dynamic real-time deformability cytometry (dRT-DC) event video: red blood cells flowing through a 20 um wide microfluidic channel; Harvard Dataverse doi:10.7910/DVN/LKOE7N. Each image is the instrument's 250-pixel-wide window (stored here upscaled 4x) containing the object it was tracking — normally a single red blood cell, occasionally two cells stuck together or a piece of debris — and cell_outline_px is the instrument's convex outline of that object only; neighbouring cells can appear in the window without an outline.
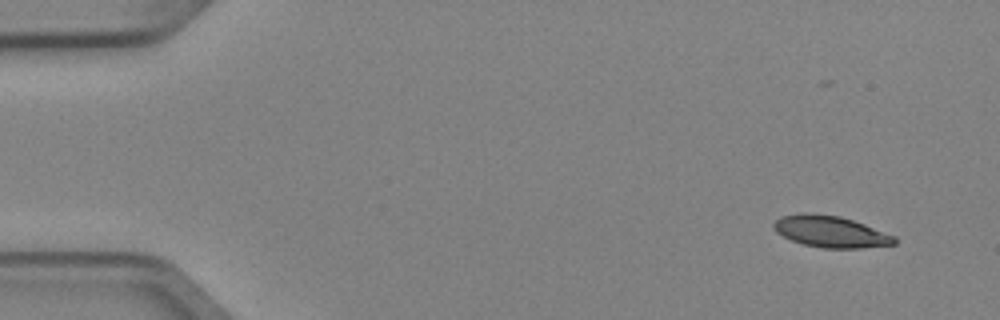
{"species": "Egyptian fruit bat (a non-hibernating species)", "species_latin": "Rousettus aegyptiacus", "temperature_condition": "cold", "stored_images_in_passage": 5, "camera_frame_rate_fps": 3000, "um_per_image_px": 0.085, "animal": {"sex": "female"}, "frame": {"image": 1, "passage_image": 1, "time_ms": 0.0, "image_size_px": [1000, 320], "cell_outline_px": [[896, 244], [864, 248], [824, 248], [804, 244], [792, 240], [776, 232], [772, 228], [772, 224], [780, 216], [800, 212], [808, 212], [840, 216], [864, 224], [896, 236]], "centroid_in_image_um": [70.59, 19.67], "position_along_channel_um": 14.4, "area_um2": 22.31}}
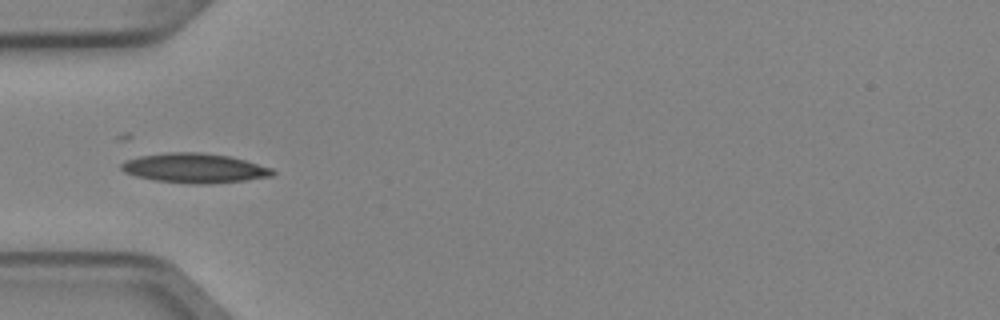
{"frame": {"image": 2, "passage_image": 4, "time_ms": 1.0, "image_size_px": [1000, 320], "cell_outline_px": [[276, 172], [272, 176], [244, 180], [208, 184], [192, 184], [152, 180], [136, 176], [124, 172], [120, 168], [120, 164], [124, 160], [140, 156], [168, 152], [200, 152], [228, 156], [244, 160], [272, 168]], "centroid_in_image_um": [16.49, 14.29], "position_along_channel_um": 68.5, "area_um2": 26.07}}
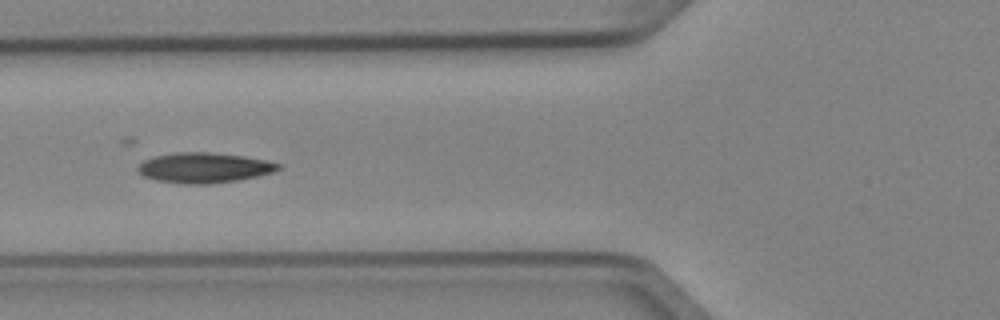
{"frame": {"image": 3, "passage_image": 5, "time_ms": 1.333, "image_size_px": [1000, 320], "cell_outline_px": [[280, 168], [272, 172], [256, 176], [236, 180], [212, 184], [184, 184], [156, 180], [144, 176], [136, 168], [144, 160], [156, 156], [176, 152], [212, 152], [244, 156], [264, 160], [280, 164]], "centroid_in_image_um": [17.33, 14.25], "position_along_channel_um": 108.5, "area_um2": 24.51}}